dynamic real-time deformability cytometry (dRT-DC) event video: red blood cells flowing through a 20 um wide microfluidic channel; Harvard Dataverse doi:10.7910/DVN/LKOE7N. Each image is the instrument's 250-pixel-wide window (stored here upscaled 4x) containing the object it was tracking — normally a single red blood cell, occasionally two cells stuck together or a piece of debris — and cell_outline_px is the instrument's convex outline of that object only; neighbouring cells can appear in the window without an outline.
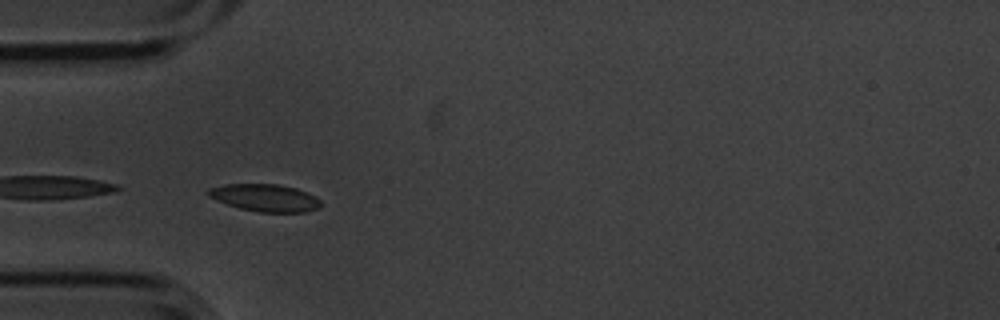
{"species": "common noctule bat (a hibernating species)", "species_latin": "Nyctalus noctula", "temperature_condition": "cold", "stored_images_in_passage": 9, "camera_frame_rate_fps": 3000, "um_per_image_px": 0.085, "animal": {"sex": "male", "body_mass_g": 20.1, "forearm_length_mm": 53.5}, "frame": {"image": 1, "passage_image": 1, "time_ms": 0.0, "image_size_px": [1000, 320], "cell_outline_px": [[320, 204], [316, 208], [304, 212], [260, 212], [240, 208], [216, 200], [208, 196], [204, 192], [208, 188], [224, 184], [276, 184], [296, 188], [316, 196], [320, 200]], "centroid_in_image_um": [22.48, 16.8], "position_along_channel_um": 62.5, "area_um2": 17.86}}
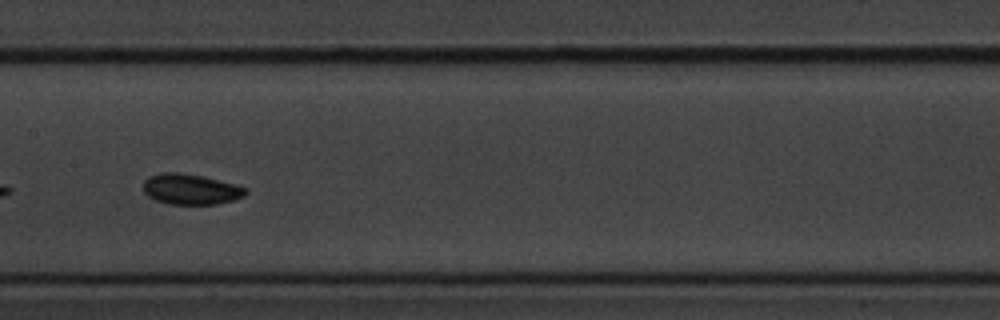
{"frame": {"image": 2, "passage_image": 4, "time_ms": 1.0, "image_size_px": [1000, 320], "cell_outline_px": [[248, 192], [244, 196], [232, 200], [216, 204], [168, 204], [156, 200], [148, 196], [144, 192], [144, 180], [148, 176], [160, 172], [180, 172], [204, 176], [236, 184], [248, 188]], "centroid_in_image_um": [16.21, 16.07], "position_along_channel_um": 191.2, "area_um2": 18.44}}
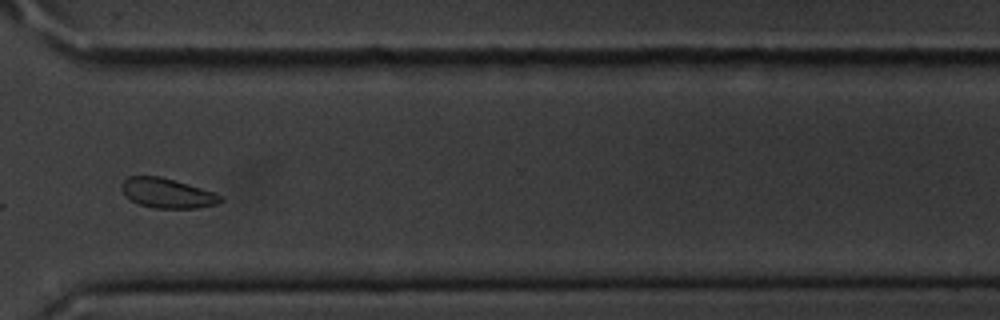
{"frame": {"image": 3, "passage_image": 8, "time_ms": 2.333, "image_size_px": [1000, 320], "cell_outline_px": [[224, 200], [216, 204], [196, 208], [152, 208], [140, 204], [132, 200], [120, 188], [120, 184], [128, 176], [160, 176], [200, 188], [224, 196]], "centroid_in_image_um": [14.21, 16.42], "position_along_channel_um": 356.4, "area_um2": 16.94}}